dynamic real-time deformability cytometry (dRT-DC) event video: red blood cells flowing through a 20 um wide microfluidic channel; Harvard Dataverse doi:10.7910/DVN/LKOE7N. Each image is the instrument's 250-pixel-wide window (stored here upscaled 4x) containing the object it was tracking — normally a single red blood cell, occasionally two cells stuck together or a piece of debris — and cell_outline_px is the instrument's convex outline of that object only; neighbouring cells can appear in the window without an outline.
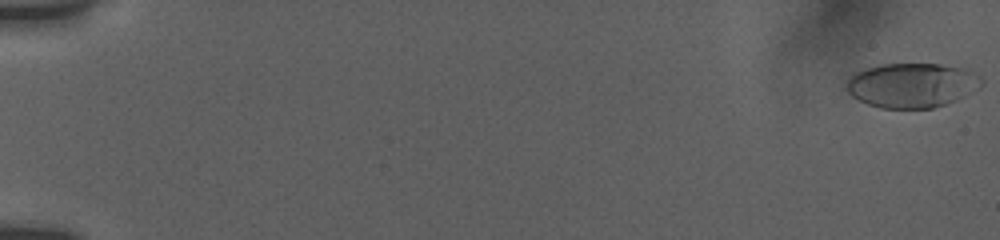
{"species": "human", "species_latin": "Homo sapiens", "temperature_condition": "room temperature", "stored_images_in_passage": 8, "camera_frame_rate_fps": 3000, "um_per_image_px": 0.085, "donor": {"sex": "female"}, "frame": {"image": 1, "passage_image": 1, "time_ms": 0.0, "image_size_px": [1000, 240], "cell_outline_px": [[984, 84], [980, 88], [956, 100], [932, 108], [880, 108], [868, 104], [852, 96], [844, 88], [844, 84], [848, 76], [856, 72], [880, 64], [940, 64], [968, 68], [980, 76], [984, 80]], "centroid_in_image_um": [77.53, 7.23], "position_along_channel_um": 7.5, "area_um2": 35.49}}